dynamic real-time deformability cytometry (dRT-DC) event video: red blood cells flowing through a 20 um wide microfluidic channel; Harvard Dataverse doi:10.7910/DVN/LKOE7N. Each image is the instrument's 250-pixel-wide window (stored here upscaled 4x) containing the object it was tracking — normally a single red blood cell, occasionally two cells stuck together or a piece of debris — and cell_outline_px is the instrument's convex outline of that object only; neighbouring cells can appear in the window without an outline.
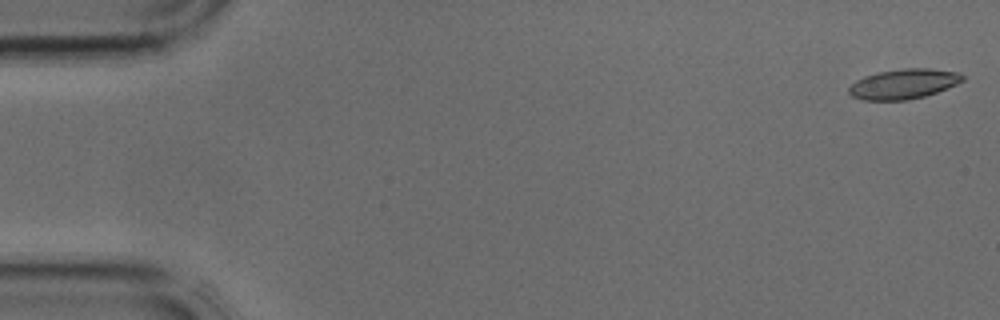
{"species": "common noctule bat (a hibernating species)", "species_latin": "Nyctalus noctula", "temperature_condition": "cold", "stored_images_in_passage": 41, "camera_frame_rate_fps": 3000, "um_per_image_px": 0.085, "animal": {"sex": "male", "body_mass_g": 17.9, "forearm_length_mm": 54.2}, "frame": {"image": 1, "passage_image": 1, "time_ms": 0.0, "image_size_px": [1000, 320], "cell_outline_px": [[964, 80], [956, 84], [936, 92], [924, 96], [908, 100], [864, 100], [852, 96], [848, 92], [848, 88], [856, 80], [864, 76], [880, 72], [904, 68], [928, 68], [960, 72], [964, 76]], "centroid_in_image_um": [76.81, 7.13], "position_along_channel_um": 8.2, "area_um2": 19.77}}
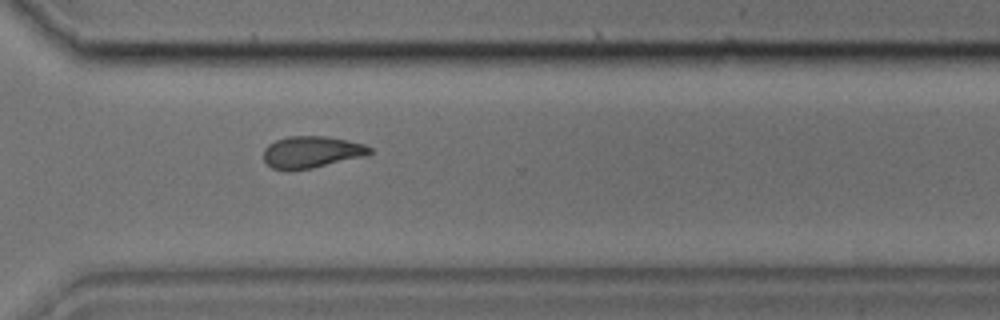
{"frame": {"image": 2, "passage_image": 30, "time_ms": 9.667, "image_size_px": [1000, 320], "cell_outline_px": [[372, 152], [364, 156], [312, 168], [288, 172], [272, 168], [264, 160], [264, 148], [268, 144], [276, 140], [288, 136], [324, 136], [348, 140], [364, 144], [372, 148]], "centroid_in_image_um": [26.45, 12.93], "position_along_channel_um": 344.1, "area_um2": 19.83}}
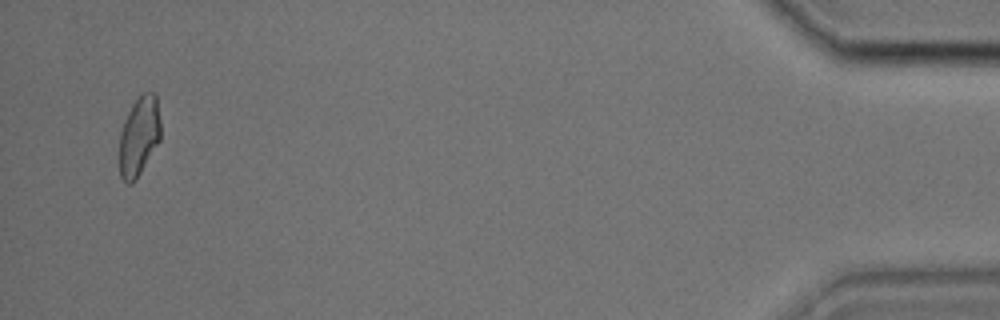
{"frame": {"image": 3, "passage_image": 40, "time_ms": 13.0, "image_size_px": [1000, 320], "cell_outline_px": [[160, 140], [136, 180], [132, 184], [128, 184], [120, 176], [120, 132], [124, 120], [132, 104], [140, 92], [156, 92], [160, 120]], "centroid_in_image_um": [11.83, 11.54], "position_along_channel_um": 423.4, "area_um2": 19.25}}